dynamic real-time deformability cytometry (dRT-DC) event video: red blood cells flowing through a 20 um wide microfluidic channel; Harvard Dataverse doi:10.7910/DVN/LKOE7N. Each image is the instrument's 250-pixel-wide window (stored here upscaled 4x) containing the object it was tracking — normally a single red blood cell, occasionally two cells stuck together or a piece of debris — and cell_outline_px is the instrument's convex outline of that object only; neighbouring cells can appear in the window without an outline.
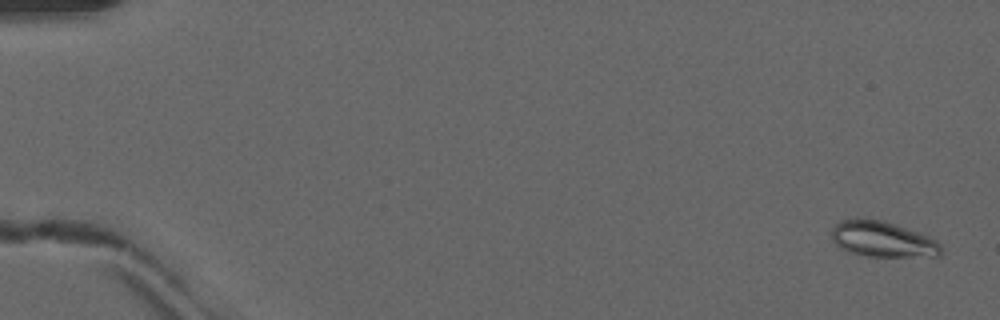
{"species": "common noctule bat (a hibernating species)", "species_latin": "Nyctalus noctula", "temperature_condition": "warm", "stored_images_in_passage": 8, "camera_frame_rate_fps": 3000, "um_per_image_px": 0.085, "animal": {"sex": "male", "forearm_length_mm": 52.5}, "frame": {"image": 1, "passage_image": 2, "time_ms": 0.333, "image_size_px": [1000, 320], "cell_outline_px": [[940, 256], [868, 256], [852, 252], [840, 248], [832, 240], [832, 228], [840, 220], [856, 216], [880, 220], [928, 236], [936, 240], [940, 244]], "centroid_in_image_um": [74.95, 20.31], "position_along_channel_um": 10.0, "area_um2": 22.54}}